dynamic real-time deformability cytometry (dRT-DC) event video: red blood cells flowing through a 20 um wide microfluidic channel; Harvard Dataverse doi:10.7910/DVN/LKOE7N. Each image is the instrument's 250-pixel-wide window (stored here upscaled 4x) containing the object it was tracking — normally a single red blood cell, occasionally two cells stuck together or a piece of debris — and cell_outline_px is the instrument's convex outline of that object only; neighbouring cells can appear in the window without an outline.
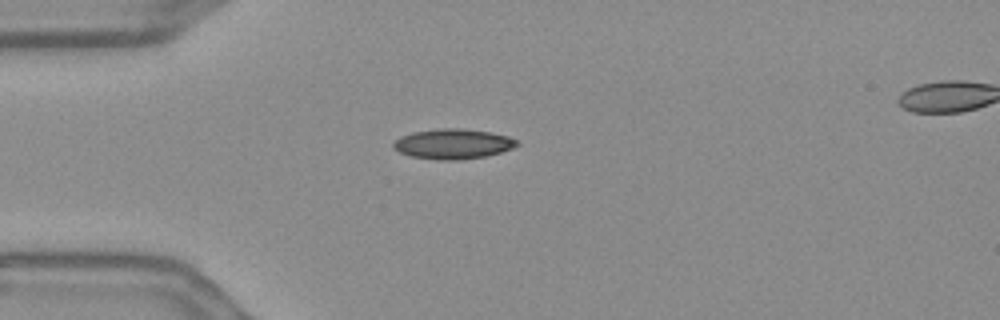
{"species": "Egyptian fruit bat (a non-hibernating species)", "species_latin": "Rousettus aegyptiacus", "temperature_condition": "warm", "stored_images_in_passage": 42, "camera_frame_rate_fps": 3000, "um_per_image_px": 0.085, "frame": {"image": 1, "passage_image": 1, "time_ms": 0.0, "image_size_px": [1000, 320], "cell_outline_px": [[520, 144], [512, 148], [500, 152], [484, 156], [460, 160], [436, 160], [412, 156], [400, 152], [392, 148], [392, 144], [400, 136], [412, 132], [440, 128], [464, 128], [492, 132], [508, 136], [520, 140]], "centroid_in_image_um": [38.52, 12.22], "position_along_channel_um": 46.5, "area_um2": 21.85}}
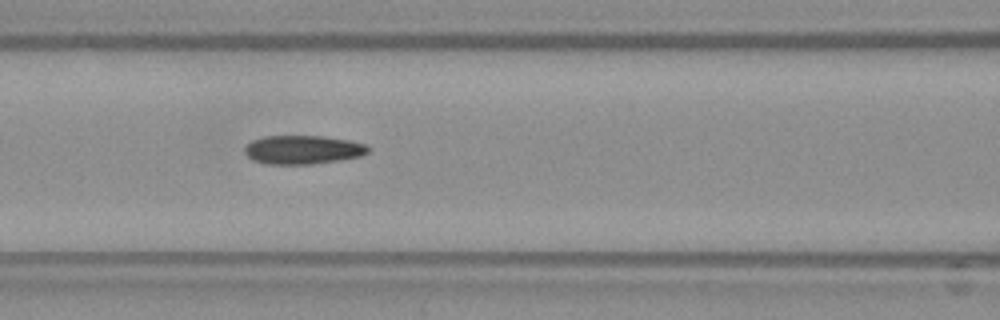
{"frame": {"image": 2, "passage_image": 10, "time_ms": 3.0, "image_size_px": [1000, 320], "cell_outline_px": [[368, 152], [360, 156], [340, 160], [312, 164], [268, 164], [252, 160], [244, 152], [244, 148], [252, 140], [264, 136], [324, 136], [352, 140], [368, 144]], "centroid_in_image_um": [25.76, 12.72], "position_along_channel_um": 140.8, "area_um2": 20.81}}
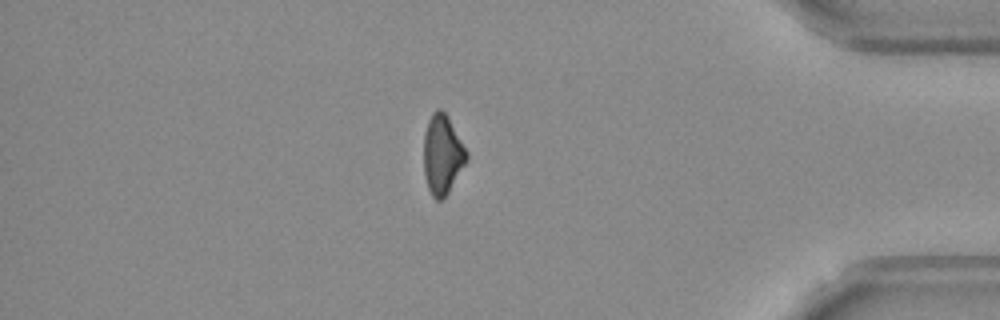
{"frame": {"image": 3, "passage_image": 34, "time_ms": 11.0, "image_size_px": [1000, 320], "cell_outline_px": [[468, 160], [444, 200], [436, 200], [432, 196], [428, 188], [424, 176], [424, 132], [428, 120], [432, 112], [436, 108], [440, 108], [448, 116], [468, 152]], "centroid_in_image_um": [37.61, 13.14], "position_along_channel_um": 397.6, "area_um2": 20.17}, "authors_computed_cell_mechanics": {"area_um2": 20.5479, "velocity_mm_per_s": 3.6479, "shape_relaxation_time_tau1_ms": null, "shape_relaxation_time_tau2_ms": 8.7757, "deformation_change_tau1": null, "deformation_change_tau2": 0.1552}}